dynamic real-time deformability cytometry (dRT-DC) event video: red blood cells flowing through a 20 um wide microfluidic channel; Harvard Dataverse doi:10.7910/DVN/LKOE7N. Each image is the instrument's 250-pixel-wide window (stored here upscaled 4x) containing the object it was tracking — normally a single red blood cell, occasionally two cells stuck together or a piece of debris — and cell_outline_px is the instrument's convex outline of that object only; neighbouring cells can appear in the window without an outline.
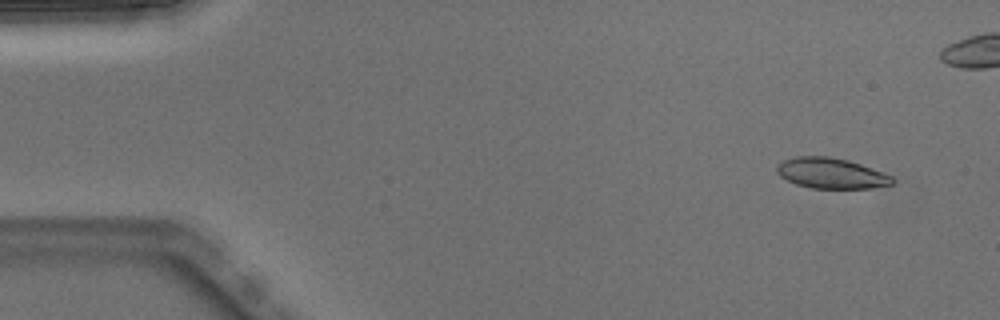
{"species": "Egyptian fruit bat (a non-hibernating species)", "species_latin": "Rousettus aegyptiacus", "temperature_condition": "warm", "stored_images_in_passage": 4, "camera_frame_rate_fps": 3000, "um_per_image_px": 0.085, "animal": {"sex": "male"}, "frame": {"image": 1, "passage_image": 1, "time_ms": 0.0, "image_size_px": [1000, 320], "cell_outline_px": [[896, 180], [892, 184], [868, 188], [812, 188], [796, 184], [780, 176], [776, 172], [776, 164], [784, 160], [796, 156], [828, 156], [848, 160], [860, 164], [892, 176]], "centroid_in_image_um": [70.62, 14.72], "position_along_channel_um": 14.4, "area_um2": 20.46}}